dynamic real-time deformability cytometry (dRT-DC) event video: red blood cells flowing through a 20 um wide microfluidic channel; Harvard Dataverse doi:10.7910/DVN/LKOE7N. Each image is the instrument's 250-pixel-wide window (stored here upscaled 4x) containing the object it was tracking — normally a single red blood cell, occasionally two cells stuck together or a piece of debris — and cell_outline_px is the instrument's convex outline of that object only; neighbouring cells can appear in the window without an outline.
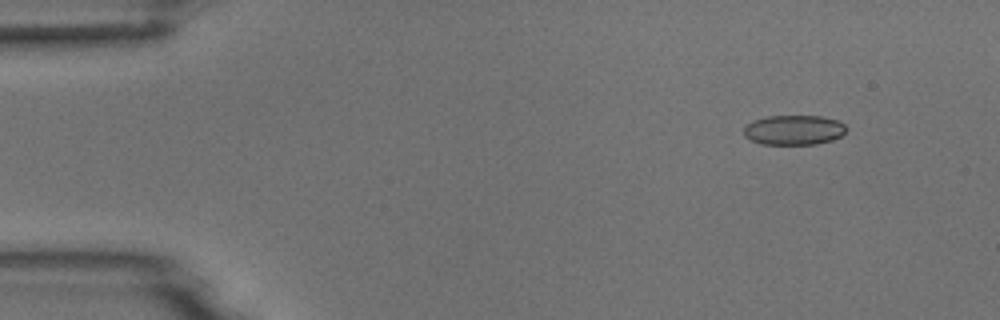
{"species": "common noctule bat (a hibernating species)", "species_latin": "Nyctalus noctula", "temperature_condition": "room temperature", "stored_images_in_passage": 4, "camera_frame_rate_fps": 3000, "um_per_image_px": 0.085, "animal": {"sex": "male", "body_mass_g": 18.8}, "frame": {"image": 1, "passage_image": 1, "time_ms": 0.0, "image_size_px": [1000, 320], "cell_outline_px": [[848, 128], [840, 136], [832, 140], [816, 144], [760, 144], [744, 136], [744, 128], [752, 120], [768, 116], [820, 116], [836, 120], [844, 124]], "centroid_in_image_um": [67.47, 11.05], "position_along_channel_um": 17.5, "area_um2": 17.74}}
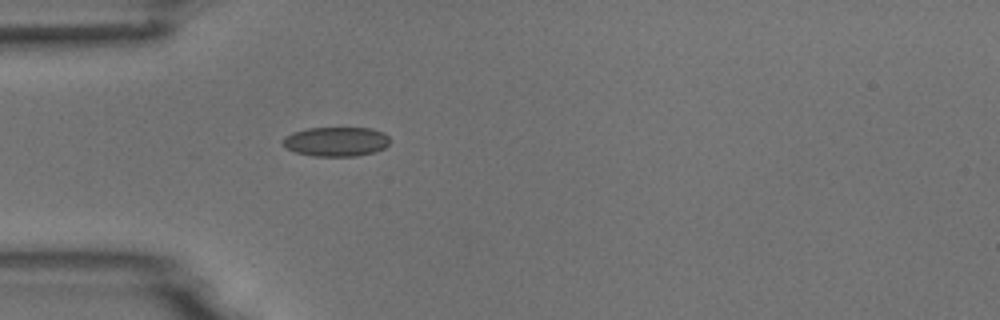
{"frame": {"image": 2, "passage_image": 4, "time_ms": 3.333, "image_size_px": [1000, 320], "cell_outline_px": [[388, 144], [384, 148], [376, 152], [356, 156], [312, 156], [296, 152], [288, 148], [280, 140], [284, 136], [292, 132], [308, 128], [372, 128], [384, 132], [388, 136]], "centroid_in_image_um": [28.57, 12.03], "position_along_channel_um": 56.4, "area_um2": 18.44}}